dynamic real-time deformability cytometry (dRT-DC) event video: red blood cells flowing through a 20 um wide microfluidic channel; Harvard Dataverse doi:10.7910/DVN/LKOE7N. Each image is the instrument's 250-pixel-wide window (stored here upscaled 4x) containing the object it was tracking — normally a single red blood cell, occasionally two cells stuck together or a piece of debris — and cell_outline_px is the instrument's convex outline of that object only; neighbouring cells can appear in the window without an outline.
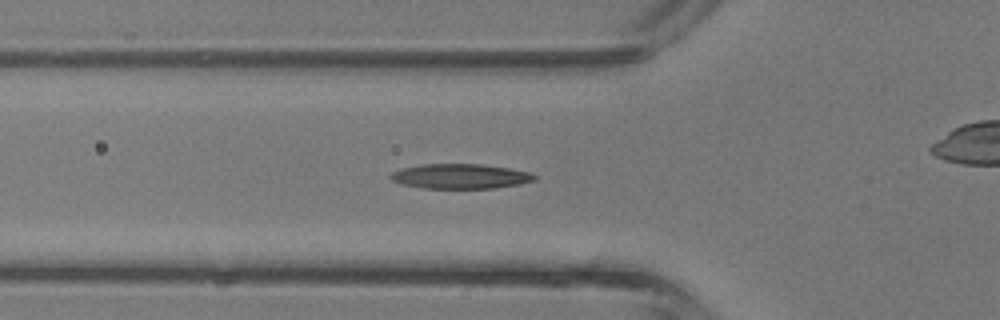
{"species": "common noctule bat (a hibernating species)", "species_latin": "Nyctalus noctula", "temperature_condition": "room temperature", "stored_images_in_passage": 27, "camera_frame_rate_fps": 3000, "um_per_image_px": 0.085, "animal": {"sex": "male", "body_mass_g": 13.3}, "frame": {"image": 1, "passage_image": 3, "time_ms": 0.667, "image_size_px": [1000, 320], "cell_outline_px": [[536, 180], [520, 184], [496, 188], [420, 188], [404, 184], [392, 180], [388, 176], [392, 172], [404, 168], [424, 164], [480, 164], [508, 168], [528, 172], [536, 176]], "centroid_in_image_um": [39.14, 14.99], "position_along_channel_um": 86.7, "area_um2": 20.63}}
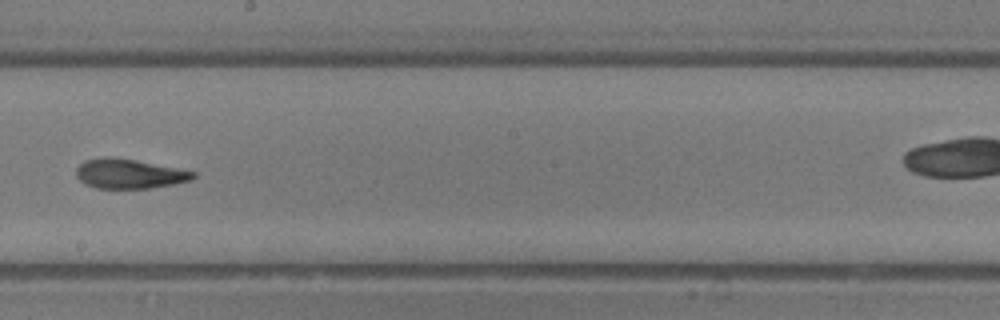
{"frame": {"image": 2, "passage_image": 12, "time_ms": 3.667, "image_size_px": [1000, 320], "cell_outline_px": [[196, 176], [192, 180], [172, 184], [148, 188], [96, 188], [84, 184], [76, 176], [76, 168], [84, 160], [100, 156], [108, 156], [136, 160], [196, 172]], "centroid_in_image_um": [10.94, 14.76], "position_along_channel_um": 237.3, "area_um2": 20.17}}
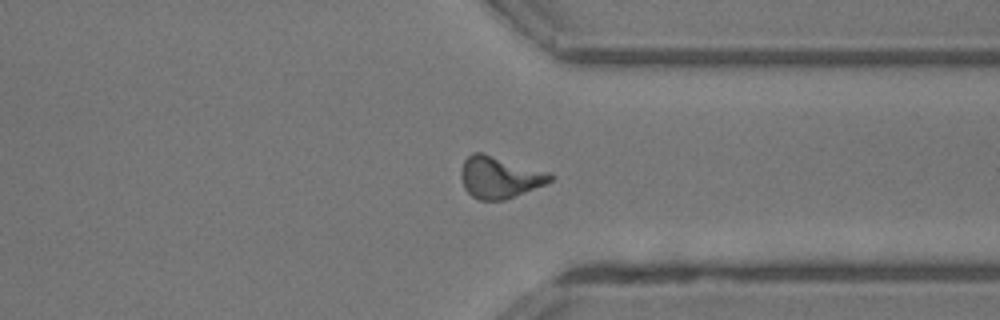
{"frame": {"image": 3, "passage_image": 20, "time_ms": 6.333, "image_size_px": [1000, 320], "cell_outline_px": [[552, 180], [544, 184], [504, 200], [480, 200], [472, 196], [464, 188], [460, 176], [460, 172], [464, 160], [472, 152], [484, 152], [552, 172]], "centroid_in_image_um": [42.45, 15.03], "position_along_channel_um": 368.9, "area_um2": 21.91}}